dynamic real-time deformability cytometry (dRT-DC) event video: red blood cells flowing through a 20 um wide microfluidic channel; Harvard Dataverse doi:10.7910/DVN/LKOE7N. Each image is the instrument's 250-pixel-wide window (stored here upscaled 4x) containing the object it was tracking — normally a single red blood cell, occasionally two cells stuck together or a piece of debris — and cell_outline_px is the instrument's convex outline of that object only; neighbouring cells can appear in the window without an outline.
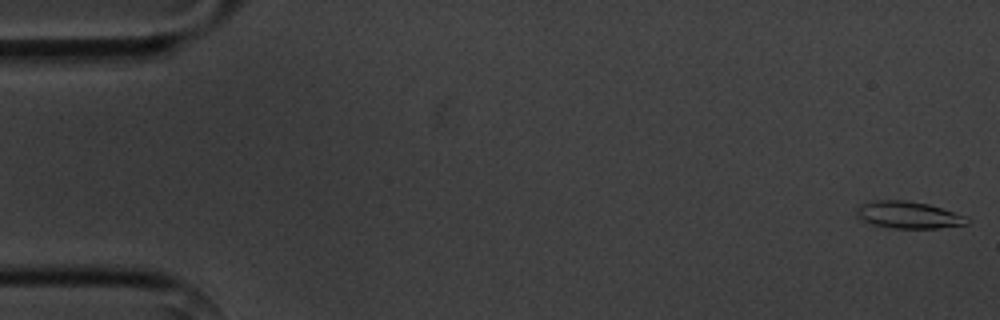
{"species": "common noctule bat (a hibernating species)", "species_latin": "Nyctalus noctula", "temperature_condition": "cold", "stored_images_in_passage": 5, "camera_frame_rate_fps": 3000, "um_per_image_px": 0.085, "animal": {"sex": "male", "body_mass_g": 20.1, "forearm_length_mm": 53.5}, "frame": {"image": 1, "passage_image": 1, "time_ms": 0.0, "image_size_px": [1000, 320], "cell_outline_px": [[972, 220], [968, 224], [936, 228], [892, 228], [872, 224], [864, 220], [856, 212], [856, 208], [872, 200], [908, 200], [928, 204], [968, 216]], "centroid_in_image_um": [77.29, 18.26], "position_along_channel_um": 7.7, "area_um2": 17.34}}
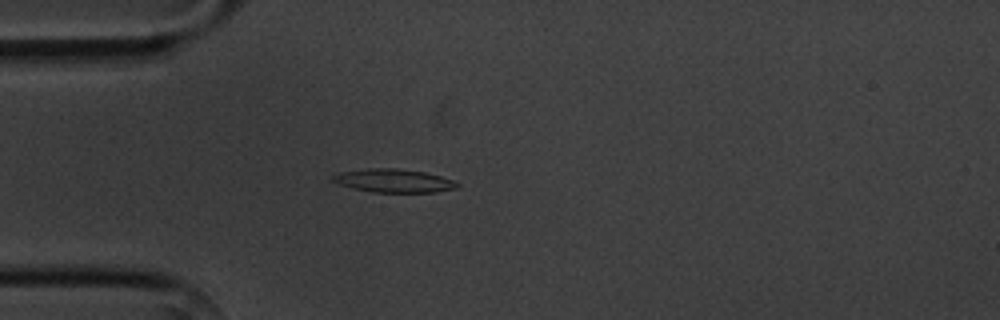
{"frame": {"image": 2, "passage_image": 5, "time_ms": 4.667, "image_size_px": [1000, 320], "cell_outline_px": [[460, 184], [456, 188], [436, 192], [372, 192], [352, 188], [340, 184], [332, 180], [332, 176], [340, 172], [368, 168], [396, 168], [424, 172], [440, 176], [452, 180]], "centroid_in_image_um": [33.46, 15.36], "position_along_channel_um": 51.5, "area_um2": 16.82}}